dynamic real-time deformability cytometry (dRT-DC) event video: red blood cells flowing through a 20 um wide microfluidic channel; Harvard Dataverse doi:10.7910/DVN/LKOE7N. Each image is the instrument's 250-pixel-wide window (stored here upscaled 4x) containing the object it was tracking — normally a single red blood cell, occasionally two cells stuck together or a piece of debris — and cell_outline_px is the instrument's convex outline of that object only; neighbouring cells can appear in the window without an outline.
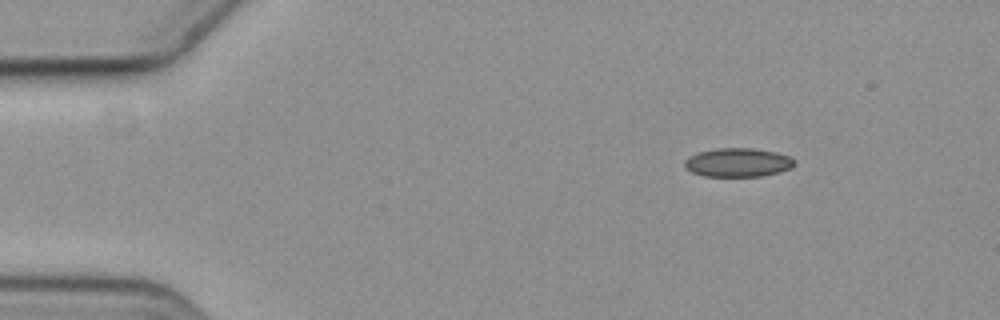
{"species": "common noctule bat (a hibernating species)", "species_latin": "Nyctalus noctula", "temperature_condition": "cold", "stored_images_in_passage": 51, "camera_frame_rate_fps": 3000, "um_per_image_px": 0.085, "animal": {"sex": "female", "body_mass_g": 19.3, "forearm_length_mm": 54.1}, "frame": {"image": 1, "passage_image": 1, "time_ms": 0.0, "image_size_px": [1000, 320], "cell_outline_px": [[796, 164], [792, 168], [780, 172], [760, 176], [704, 176], [692, 172], [684, 168], [684, 160], [688, 156], [700, 152], [716, 148], [752, 148], [776, 152], [788, 156], [796, 160]], "centroid_in_image_um": [62.73, 13.81], "position_along_channel_um": 22.3, "area_um2": 18.55}}
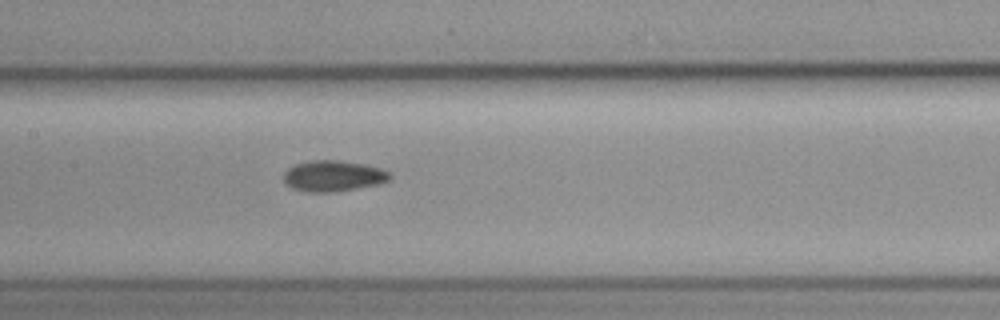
{"frame": {"image": 2, "passage_image": 21, "time_ms": 6.667, "image_size_px": [1000, 320], "cell_outline_px": [[392, 176], [388, 180], [380, 184], [328, 192], [308, 192], [292, 188], [284, 180], [284, 172], [288, 168], [296, 164], [312, 160], [336, 160], [364, 164], [380, 168], [388, 172]], "centroid_in_image_um": [28.32, 14.95], "position_along_channel_um": 179.1, "area_um2": 18.84}}
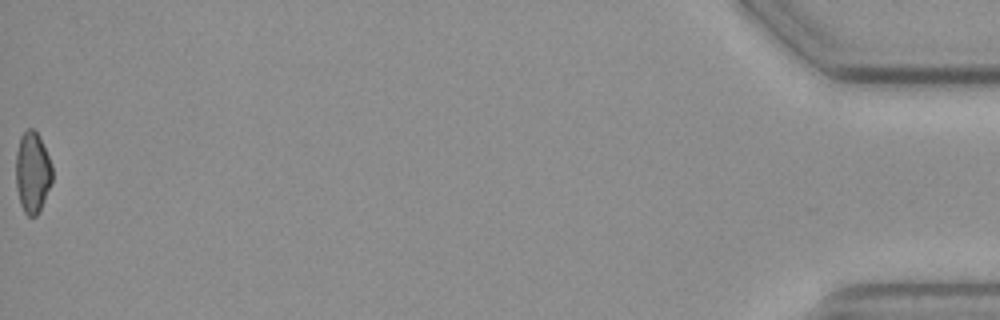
{"frame": {"image": 3, "passage_image": 51, "time_ms": 16.667, "image_size_px": [1000, 320], "cell_outline_px": [[52, 180], [44, 200], [36, 216], [28, 216], [24, 212], [20, 204], [16, 188], [16, 152], [20, 136], [28, 128], [32, 128], [40, 136], [52, 164]], "centroid_in_image_um": [2.75, 14.63], "position_along_channel_um": 432.4, "area_um2": 17.22}}